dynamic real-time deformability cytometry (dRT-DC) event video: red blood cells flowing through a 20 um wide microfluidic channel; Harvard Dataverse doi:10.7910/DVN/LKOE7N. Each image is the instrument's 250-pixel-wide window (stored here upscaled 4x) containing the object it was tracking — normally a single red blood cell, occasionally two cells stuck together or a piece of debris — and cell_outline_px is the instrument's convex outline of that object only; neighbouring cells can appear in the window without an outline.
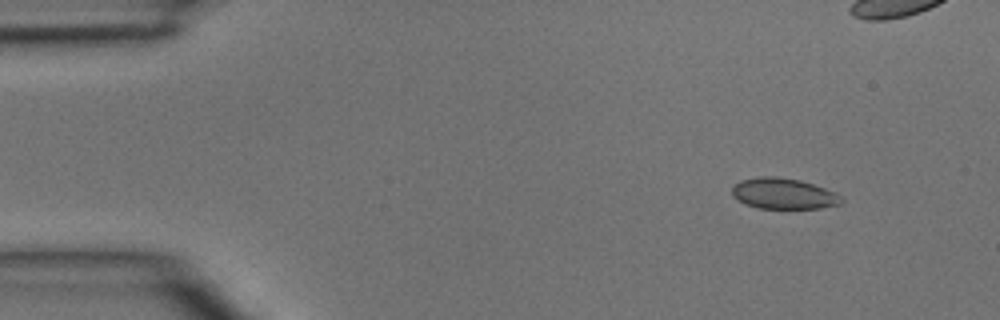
{"species": "common noctule bat (a hibernating species)", "species_latin": "Nyctalus noctula", "temperature_condition": "room temperature", "stored_images_in_passage": 5, "camera_frame_rate_fps": 3000, "um_per_image_px": 0.085, "animal": {"sex": "male", "body_mass_g": 15.6}, "frame": {"image": 1, "passage_image": 2, "time_ms": 0.333, "image_size_px": [1000, 320], "cell_outline_px": [[844, 200], [840, 204], [820, 208], [760, 208], [744, 204], [732, 196], [732, 184], [740, 180], [760, 176], [776, 176], [800, 180], [836, 192]], "centroid_in_image_um": [66.56, 16.45], "position_along_channel_um": 18.4, "area_um2": 19.77}}
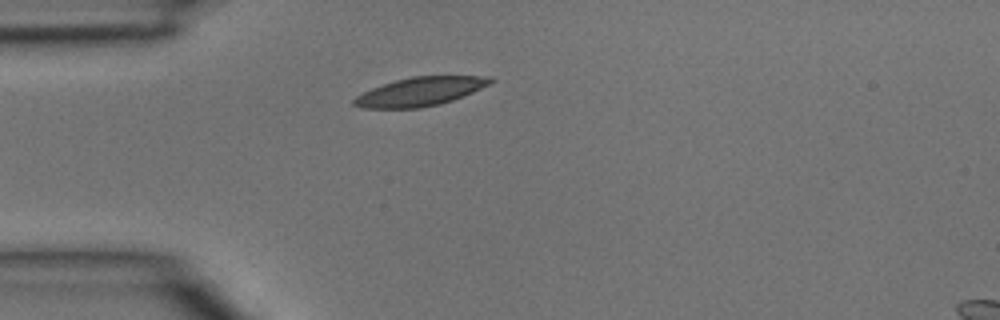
{"frame": {"image": 2, "passage_image": 5, "time_ms": 1.333, "image_size_px": [1000, 320], "cell_outline_px": [[496, 80], [492, 84], [452, 100], [440, 104], [420, 108], [364, 108], [352, 104], [352, 100], [356, 96], [372, 88], [396, 80], [412, 76], [492, 76]], "centroid_in_image_um": [35.75, 7.78], "position_along_channel_um": 49.2, "area_um2": 22.77}}